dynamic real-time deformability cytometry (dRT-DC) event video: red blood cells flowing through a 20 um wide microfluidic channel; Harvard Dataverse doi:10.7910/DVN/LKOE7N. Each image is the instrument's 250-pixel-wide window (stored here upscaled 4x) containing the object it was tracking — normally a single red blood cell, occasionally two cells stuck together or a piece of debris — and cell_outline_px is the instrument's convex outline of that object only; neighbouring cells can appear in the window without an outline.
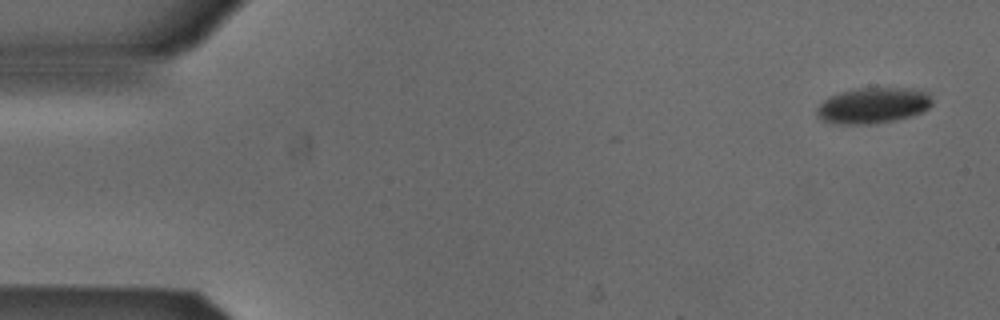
{"species": "Egyptian fruit bat (a non-hibernating species)", "species_latin": "Rousettus aegyptiacus", "temperature_condition": "cold", "stored_images_in_passage": 5, "camera_frame_rate_fps": 3000, "um_per_image_px": 0.085, "animal": {"sex": "male"}, "frame": {"image": 1, "passage_image": 1, "time_ms": 0.0, "image_size_px": [1000, 320], "cell_outline_px": [[932, 104], [928, 108], [912, 116], [892, 120], [868, 124], [836, 124], [820, 120], [816, 116], [816, 108], [828, 96], [840, 92], [860, 88], [904, 88], [928, 92], [932, 100]], "centroid_in_image_um": [74.16, 8.97], "position_along_channel_um": 10.8, "area_um2": 24.04}}